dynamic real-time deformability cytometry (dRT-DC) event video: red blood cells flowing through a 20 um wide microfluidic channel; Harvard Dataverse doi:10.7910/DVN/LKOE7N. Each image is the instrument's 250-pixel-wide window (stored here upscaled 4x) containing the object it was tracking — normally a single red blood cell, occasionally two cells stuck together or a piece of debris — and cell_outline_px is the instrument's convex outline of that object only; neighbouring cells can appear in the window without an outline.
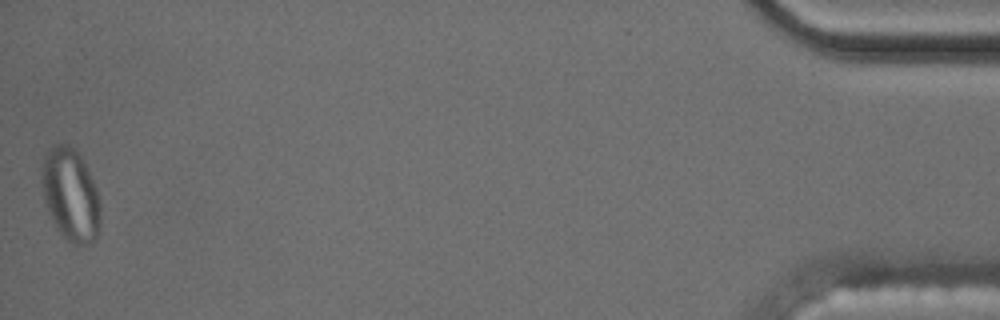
{"species": "common noctule bat (a hibernating species)", "species_latin": "Nyctalus noctula", "temperature_condition": "cold", "stored_images_in_passage": 58, "camera_frame_rate_fps": 3000, "um_per_image_px": 0.085, "animal": {"sex": "male", "body_mass_g": 17.5, "forearm_length_mm": 52.3}, "frame": {"image": 1, "passage_image": 58, "time_ms": 19.0, "image_size_px": [1000, 320], "cell_outline_px": [[100, 224], [96, 240], [92, 244], [72, 244], [56, 228], [48, 212], [44, 200], [40, 180], [44, 156], [52, 144], [68, 144], [84, 160], [96, 188], [100, 200]], "centroid_in_image_um": [6.0, 16.56], "position_along_channel_um": 429.2, "area_um2": 31.96}}